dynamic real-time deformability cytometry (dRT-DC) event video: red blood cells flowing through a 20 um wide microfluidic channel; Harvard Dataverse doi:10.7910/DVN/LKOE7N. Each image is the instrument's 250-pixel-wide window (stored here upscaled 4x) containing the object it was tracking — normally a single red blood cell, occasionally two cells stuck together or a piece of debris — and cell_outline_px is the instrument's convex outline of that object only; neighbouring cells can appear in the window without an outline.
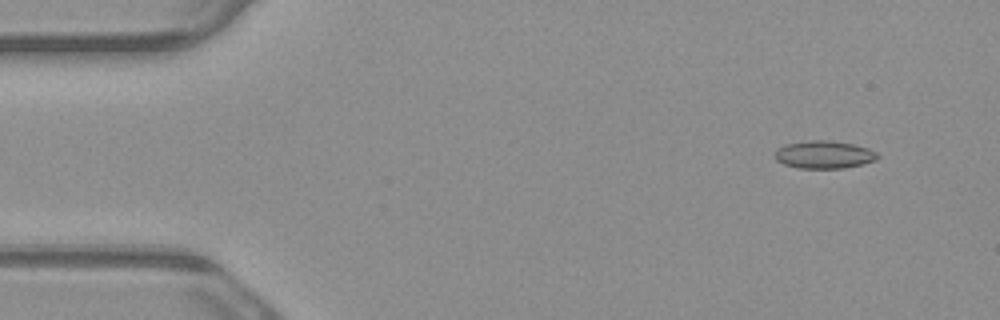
{"species": "common noctule bat (a hibernating species)", "species_latin": "Nyctalus noctula", "temperature_condition": "warm", "stored_images_in_passage": 5, "camera_frame_rate_fps": 3000, "um_per_image_px": 0.085, "animal": {"sex": "male", "body_mass_g": 23.1, "forearm_length_mm": 52.7}, "frame": {"image": 1, "passage_image": 2, "time_ms": 0.333, "image_size_px": [1000, 320], "cell_outline_px": [[880, 156], [876, 160], [844, 168], [800, 168], [784, 164], [776, 160], [772, 156], [776, 148], [784, 144], [808, 140], [828, 140], [852, 144], [868, 148], [876, 152]], "centroid_in_image_um": [69.99, 13.13], "position_along_channel_um": 15.0, "area_um2": 16.7}}